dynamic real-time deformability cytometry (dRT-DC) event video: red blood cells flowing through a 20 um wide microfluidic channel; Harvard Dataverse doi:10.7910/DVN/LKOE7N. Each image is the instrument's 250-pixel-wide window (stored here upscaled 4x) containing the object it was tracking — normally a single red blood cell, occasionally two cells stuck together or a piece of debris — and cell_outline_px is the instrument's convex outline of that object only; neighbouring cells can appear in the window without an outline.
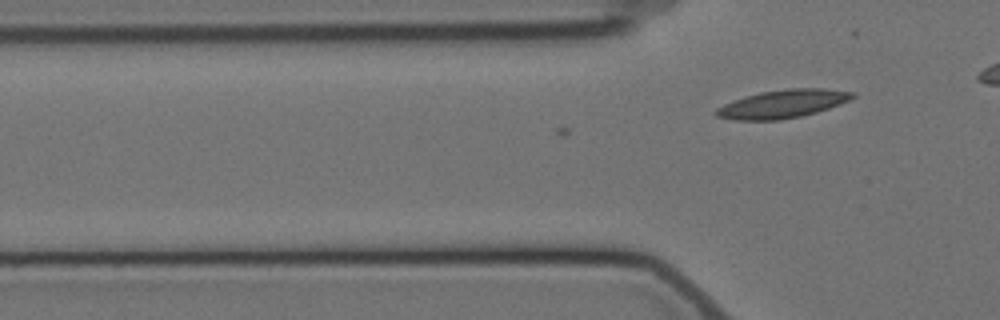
{"species": "Egyptian fruit bat (a non-hibernating species)", "species_latin": "Rousettus aegyptiacus", "temperature_condition": "cold", "stored_images_in_passage": 3, "camera_frame_rate_fps": 3000, "um_per_image_px": 0.085, "animal": {"sex": "female"}, "frame": {"image": 1, "passage_image": 3, "time_ms": 0.667, "image_size_px": [1000, 320], "cell_outline_px": [[856, 96], [840, 104], [816, 112], [800, 116], [780, 120], [732, 120], [716, 116], [712, 112], [716, 108], [732, 100], [760, 92], [788, 88], [824, 88], [856, 92]], "centroid_in_image_um": [66.5, 8.83], "position_along_channel_um": 59.3, "area_um2": 22.54}}